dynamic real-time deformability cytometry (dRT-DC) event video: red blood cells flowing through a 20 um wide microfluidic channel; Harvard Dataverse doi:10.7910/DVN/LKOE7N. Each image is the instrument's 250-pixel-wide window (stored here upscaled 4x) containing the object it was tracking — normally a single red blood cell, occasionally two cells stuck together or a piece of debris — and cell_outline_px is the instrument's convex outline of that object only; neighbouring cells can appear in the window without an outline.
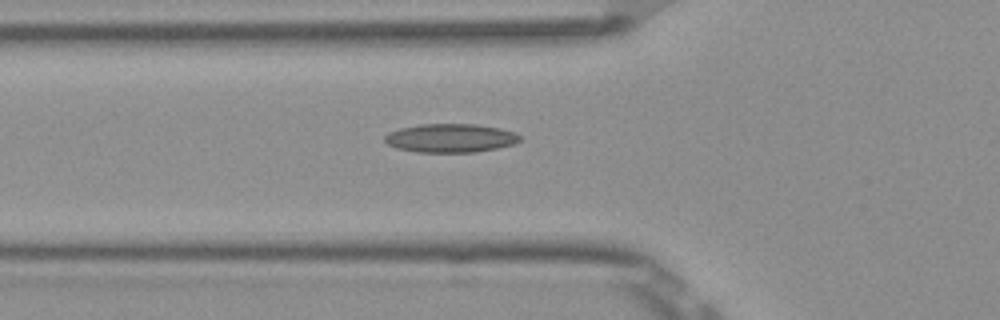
{"species": "Egyptian fruit bat (a non-hibernating species)", "species_latin": "Rousettus aegyptiacus", "temperature_condition": "room temperature", "stored_images_in_passage": 5, "camera_frame_rate_fps": 3000, "um_per_image_px": 0.085, "frame": {"image": 1, "passage_image": 5, "time_ms": 1.333, "image_size_px": [1000, 320], "cell_outline_px": [[520, 140], [512, 144], [496, 148], [476, 152], [416, 152], [396, 148], [388, 144], [384, 140], [384, 136], [388, 132], [400, 128], [420, 124], [476, 124], [500, 128], [516, 132], [520, 136]], "centroid_in_image_um": [38.27, 11.73], "position_along_channel_um": 87.5, "area_um2": 22.6}}